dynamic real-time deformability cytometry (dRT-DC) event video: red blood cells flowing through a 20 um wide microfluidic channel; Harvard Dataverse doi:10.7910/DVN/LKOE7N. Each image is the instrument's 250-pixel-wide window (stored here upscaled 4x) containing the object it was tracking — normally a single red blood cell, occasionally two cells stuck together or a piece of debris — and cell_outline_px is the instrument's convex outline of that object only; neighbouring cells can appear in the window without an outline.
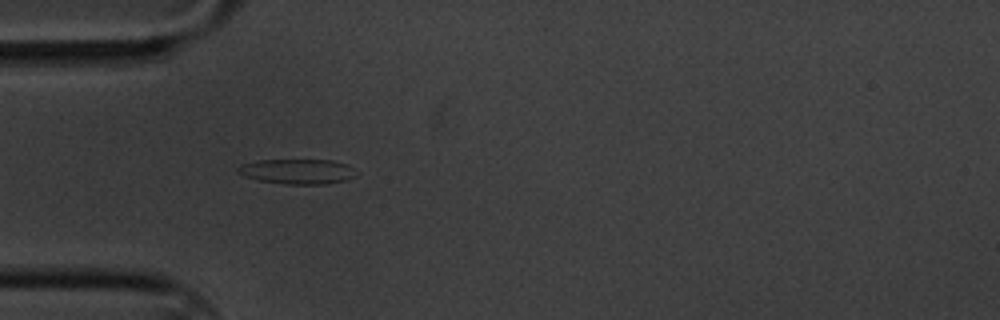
{"species": "common noctule bat (a hibernating species)", "species_latin": "Nyctalus noctula", "temperature_condition": "cold", "stored_images_in_passage": 43, "camera_frame_rate_fps": 3000, "um_per_image_px": 0.085, "animal": {"sex": "male", "body_mass_g": 20.1, "forearm_length_mm": 53.5}, "frame": {"image": 1, "passage_image": 1, "time_ms": 0.0, "image_size_px": [1000, 320], "cell_outline_px": [[352, 176], [344, 180], [328, 184], [284, 184], [260, 180], [244, 176], [236, 172], [236, 168], [240, 164], [256, 160], [332, 160], [348, 164], [352, 168]], "centroid_in_image_um": [25.19, 14.56], "position_along_channel_um": 59.8, "area_um2": 17.11}}
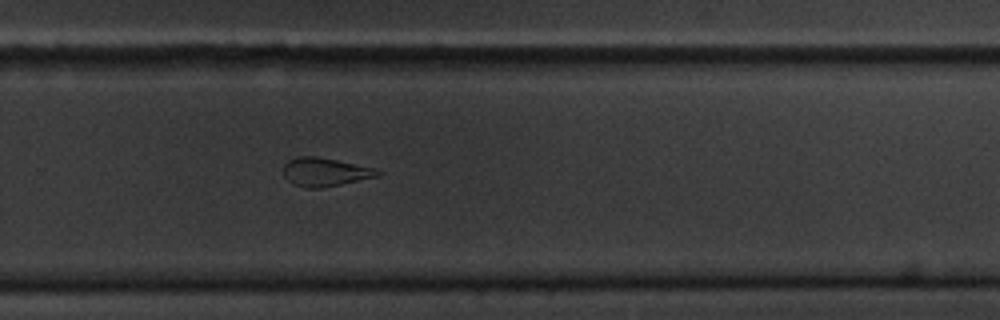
{"frame": {"image": 2, "passage_image": 23, "time_ms": 7.333, "image_size_px": [1000, 320], "cell_outline_px": [[384, 172], [380, 176], [320, 188], [304, 188], [292, 184], [284, 176], [284, 164], [288, 160], [300, 156], [316, 156], [336, 160], [372, 168]], "centroid_in_image_um": [27.61, 14.63], "position_along_channel_um": 302.2, "area_um2": 15.55}}
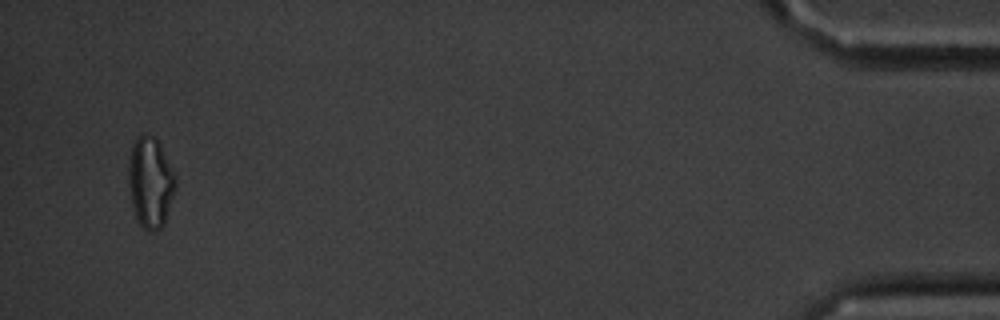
{"frame": {"image": 3, "passage_image": 41, "time_ms": 13.333, "image_size_px": [1000, 320], "cell_outline_px": [[176, 188], [164, 224], [156, 232], [148, 232], [140, 224], [136, 216], [132, 204], [128, 184], [128, 168], [132, 144], [136, 136], [152, 136], [160, 144], [176, 176]], "centroid_in_image_um": [12.79, 15.53], "position_along_channel_um": 422.4, "area_um2": 24.8}, "authors_computed_cell_mechanics": {"area_um2": 16.9932, "velocity_mm_per_s": 3.3413, "shape_relaxation_time_tau1_ms": 5.1639, "shape_relaxation_time_tau2_ms": 2.7764, "deformation_change_tau1": 0.1387, "deformation_change_tau2": 0.0995}}